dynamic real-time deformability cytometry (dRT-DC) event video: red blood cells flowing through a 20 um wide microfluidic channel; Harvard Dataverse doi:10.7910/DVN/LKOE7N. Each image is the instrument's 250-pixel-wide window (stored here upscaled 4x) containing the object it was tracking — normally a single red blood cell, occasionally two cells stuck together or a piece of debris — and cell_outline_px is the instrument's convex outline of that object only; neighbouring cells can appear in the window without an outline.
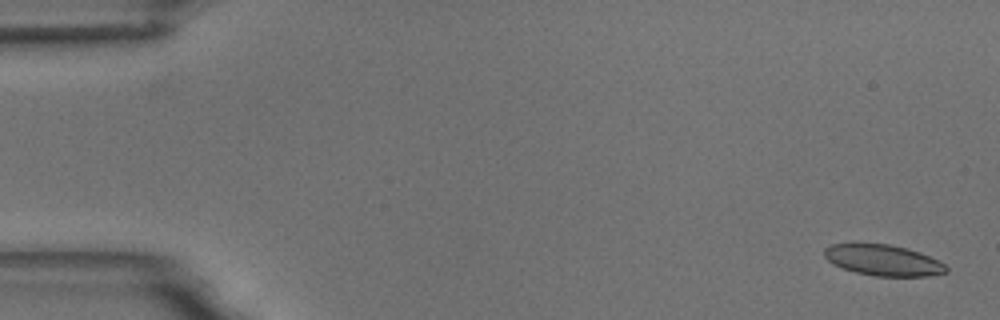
{"species": "common noctule bat (a hibernating species)", "species_latin": "Nyctalus noctula", "temperature_condition": "room temperature", "stored_images_in_passage": 25, "camera_frame_rate_fps": 3000, "um_per_image_px": 0.085, "animal": {"sex": "male", "body_mass_g": 18.8}, "frame": {"image": 1, "passage_image": 2, "time_ms": 0.333, "image_size_px": [1000, 320], "cell_outline_px": [[948, 272], [928, 276], [872, 276], [856, 272], [832, 264], [824, 256], [824, 248], [832, 244], [852, 240], [856, 240], [888, 244], [920, 252], [944, 264], [948, 268]], "centroid_in_image_um": [74.98, 22.07], "position_along_channel_um": 10.0, "area_um2": 22.6}}
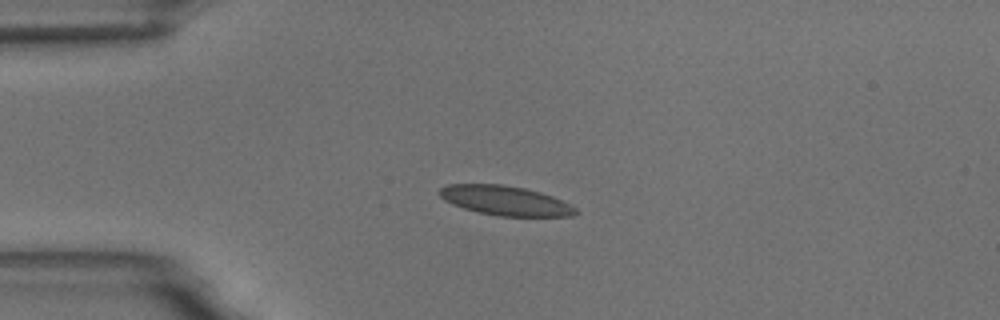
{"frame": {"image": 2, "passage_image": 14, "time_ms": 4.333, "image_size_px": [1000, 320], "cell_outline_px": [[580, 212], [572, 216], [500, 216], [480, 212], [464, 208], [452, 204], [444, 200], [436, 192], [440, 188], [448, 184], [504, 184], [524, 188], [540, 192], [552, 196], [576, 208]], "centroid_in_image_um": [42.92, 17.04], "position_along_channel_um": 42.1, "area_um2": 23.35}}
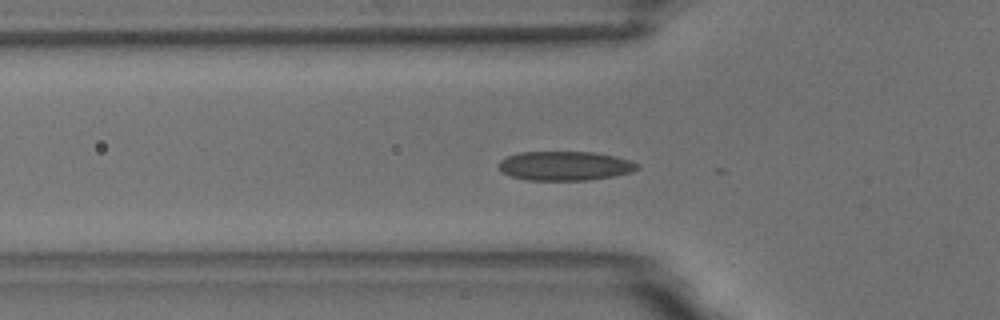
{"frame": {"image": 3, "passage_image": 19, "time_ms": 6.0, "image_size_px": [1000, 320], "cell_outline_px": [[640, 168], [632, 172], [612, 176], [588, 180], [528, 180], [512, 176], [504, 172], [500, 168], [500, 160], [508, 156], [520, 152], [592, 152], [616, 156], [640, 164]], "centroid_in_image_um": [48.07, 14.09], "position_along_channel_um": 77.7, "area_um2": 23.41}}